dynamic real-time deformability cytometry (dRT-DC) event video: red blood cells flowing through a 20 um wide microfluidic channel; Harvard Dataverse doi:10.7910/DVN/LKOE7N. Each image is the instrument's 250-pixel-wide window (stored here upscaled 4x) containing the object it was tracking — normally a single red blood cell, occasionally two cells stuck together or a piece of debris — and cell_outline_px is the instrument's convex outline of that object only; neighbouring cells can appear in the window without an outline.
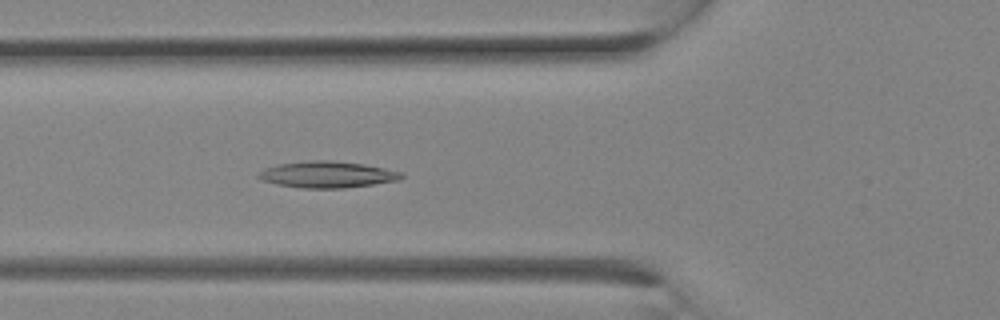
{"species": "Egyptian fruit bat (a non-hibernating species)", "species_latin": "Rousettus aegyptiacus", "temperature_condition": "room temperature", "stored_images_in_passage": 9, "camera_frame_rate_fps": 3000, "um_per_image_px": 0.085, "animal": {"sex": "female"}, "frame": {"image": 1, "passage_image": 9, "time_ms": 2.667, "image_size_px": [1000, 320], "cell_outline_px": [[404, 176], [400, 180], [344, 188], [304, 188], [276, 184], [264, 180], [256, 176], [264, 168], [280, 164], [308, 160], [328, 160], [364, 164], [404, 172]], "centroid_in_image_um": [27.85, 14.83], "position_along_channel_um": 97.9, "area_um2": 21.91}}